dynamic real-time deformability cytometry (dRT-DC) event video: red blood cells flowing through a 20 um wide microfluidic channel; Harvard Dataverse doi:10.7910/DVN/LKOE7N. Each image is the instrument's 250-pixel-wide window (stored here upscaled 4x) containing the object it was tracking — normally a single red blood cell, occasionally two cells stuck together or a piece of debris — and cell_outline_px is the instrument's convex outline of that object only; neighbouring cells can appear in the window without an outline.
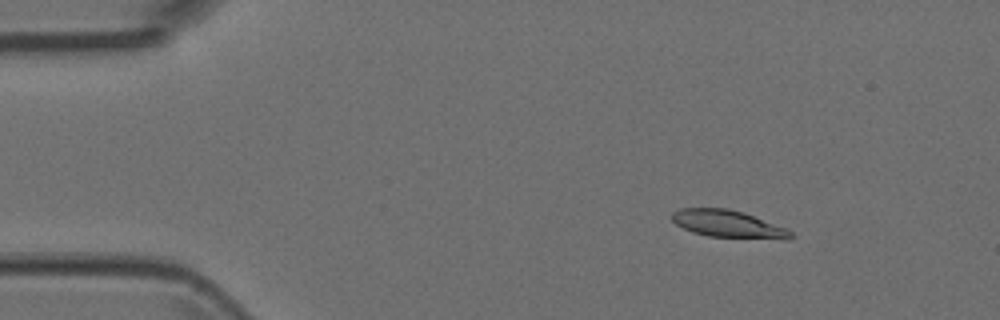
{"species": "Egyptian fruit bat (a non-hibernating species)", "species_latin": "Rousettus aegyptiacus", "temperature_condition": "room temperature", "stored_images_in_passage": 3, "camera_frame_rate_fps": 3000, "um_per_image_px": 0.085, "animal": {"sex": "female"}, "frame": {"image": 1, "passage_image": 1, "time_ms": 0.0, "image_size_px": [1000, 320], "cell_outline_px": [[796, 236], [792, 240], [788, 240], [708, 236], [692, 232], [676, 224], [672, 220], [672, 212], [680, 208], [728, 208], [744, 212], [784, 228], [792, 232]], "centroid_in_image_um": [61.92, 19.05], "position_along_channel_um": 23.1, "area_um2": 19.02}}
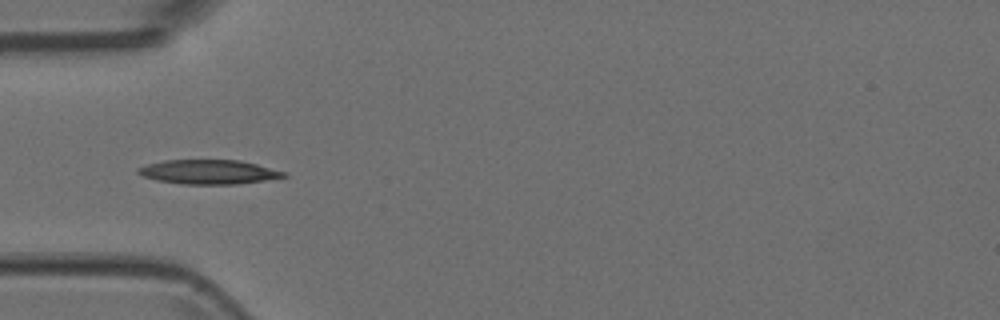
{"frame": {"image": 2, "passage_image": 3, "time_ms": 0.667, "image_size_px": [1000, 320], "cell_outline_px": [[288, 176], [264, 180], [236, 184], [180, 184], [156, 180], [144, 176], [136, 172], [136, 168], [148, 164], [164, 160], [240, 160], [288, 172]], "centroid_in_image_um": [17.74, 14.61], "position_along_channel_um": 67.3, "area_um2": 20.63}}